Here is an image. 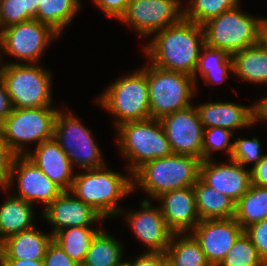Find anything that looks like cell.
I'll list each match as a JSON object with an SVG mask.
<instances>
[{
	"mask_svg": "<svg viewBox=\"0 0 267 266\" xmlns=\"http://www.w3.org/2000/svg\"><path fill=\"white\" fill-rule=\"evenodd\" d=\"M152 36L153 39L143 47L150 64L193 76L201 48L205 45L201 25L183 18Z\"/></svg>",
	"mask_w": 267,
	"mask_h": 266,
	"instance_id": "obj_1",
	"label": "cell"
},
{
	"mask_svg": "<svg viewBox=\"0 0 267 266\" xmlns=\"http://www.w3.org/2000/svg\"><path fill=\"white\" fill-rule=\"evenodd\" d=\"M200 163L196 157L175 153L147 161L132 173V192L138 185L155 201L165 192L193 187L199 179Z\"/></svg>",
	"mask_w": 267,
	"mask_h": 266,
	"instance_id": "obj_2",
	"label": "cell"
},
{
	"mask_svg": "<svg viewBox=\"0 0 267 266\" xmlns=\"http://www.w3.org/2000/svg\"><path fill=\"white\" fill-rule=\"evenodd\" d=\"M74 174L70 192L104 219L120 214L119 200L132 192V175L123 176L107 166Z\"/></svg>",
	"mask_w": 267,
	"mask_h": 266,
	"instance_id": "obj_3",
	"label": "cell"
},
{
	"mask_svg": "<svg viewBox=\"0 0 267 266\" xmlns=\"http://www.w3.org/2000/svg\"><path fill=\"white\" fill-rule=\"evenodd\" d=\"M117 143L129 165L128 175L147 161L172 154L169 141L159 119L127 121L116 127Z\"/></svg>",
	"mask_w": 267,
	"mask_h": 266,
	"instance_id": "obj_4",
	"label": "cell"
},
{
	"mask_svg": "<svg viewBox=\"0 0 267 266\" xmlns=\"http://www.w3.org/2000/svg\"><path fill=\"white\" fill-rule=\"evenodd\" d=\"M109 85L96 101L116 118L115 127L127 121L151 118L146 65Z\"/></svg>",
	"mask_w": 267,
	"mask_h": 266,
	"instance_id": "obj_5",
	"label": "cell"
},
{
	"mask_svg": "<svg viewBox=\"0 0 267 266\" xmlns=\"http://www.w3.org/2000/svg\"><path fill=\"white\" fill-rule=\"evenodd\" d=\"M52 72L39 63L6 62L0 66L2 78L13 108H38L51 106Z\"/></svg>",
	"mask_w": 267,
	"mask_h": 266,
	"instance_id": "obj_6",
	"label": "cell"
},
{
	"mask_svg": "<svg viewBox=\"0 0 267 266\" xmlns=\"http://www.w3.org/2000/svg\"><path fill=\"white\" fill-rule=\"evenodd\" d=\"M146 66L151 118L162 117L192 105L196 93L193 76L164 70L150 63Z\"/></svg>",
	"mask_w": 267,
	"mask_h": 266,
	"instance_id": "obj_7",
	"label": "cell"
},
{
	"mask_svg": "<svg viewBox=\"0 0 267 266\" xmlns=\"http://www.w3.org/2000/svg\"><path fill=\"white\" fill-rule=\"evenodd\" d=\"M263 18L249 15L240 5L224 11L202 25L205 45L230 55L259 43Z\"/></svg>",
	"mask_w": 267,
	"mask_h": 266,
	"instance_id": "obj_8",
	"label": "cell"
},
{
	"mask_svg": "<svg viewBox=\"0 0 267 266\" xmlns=\"http://www.w3.org/2000/svg\"><path fill=\"white\" fill-rule=\"evenodd\" d=\"M58 108L44 106L38 108H13L12 112L0 124L4 139L18 154L26 155L27 144L37 143L54 137L55 120Z\"/></svg>",
	"mask_w": 267,
	"mask_h": 266,
	"instance_id": "obj_9",
	"label": "cell"
},
{
	"mask_svg": "<svg viewBox=\"0 0 267 266\" xmlns=\"http://www.w3.org/2000/svg\"><path fill=\"white\" fill-rule=\"evenodd\" d=\"M59 110L55 120L54 138L74 167L98 169L106 164L92 132L72 112Z\"/></svg>",
	"mask_w": 267,
	"mask_h": 266,
	"instance_id": "obj_10",
	"label": "cell"
},
{
	"mask_svg": "<svg viewBox=\"0 0 267 266\" xmlns=\"http://www.w3.org/2000/svg\"><path fill=\"white\" fill-rule=\"evenodd\" d=\"M58 37L49 25L36 19L7 26L0 30V62L2 54H7L25 64H37L47 46Z\"/></svg>",
	"mask_w": 267,
	"mask_h": 266,
	"instance_id": "obj_11",
	"label": "cell"
},
{
	"mask_svg": "<svg viewBox=\"0 0 267 266\" xmlns=\"http://www.w3.org/2000/svg\"><path fill=\"white\" fill-rule=\"evenodd\" d=\"M181 0H129L126 12L119 19L141 37L179 23L184 18Z\"/></svg>",
	"mask_w": 267,
	"mask_h": 266,
	"instance_id": "obj_12",
	"label": "cell"
},
{
	"mask_svg": "<svg viewBox=\"0 0 267 266\" xmlns=\"http://www.w3.org/2000/svg\"><path fill=\"white\" fill-rule=\"evenodd\" d=\"M172 153L190 155L202 161L204 127L194 105L160 119Z\"/></svg>",
	"mask_w": 267,
	"mask_h": 266,
	"instance_id": "obj_13",
	"label": "cell"
},
{
	"mask_svg": "<svg viewBox=\"0 0 267 266\" xmlns=\"http://www.w3.org/2000/svg\"><path fill=\"white\" fill-rule=\"evenodd\" d=\"M13 183L18 185V192L12 195L30 202L32 205L35 202H42L44 208L64 191L25 155L16 157L7 188L1 190L8 193Z\"/></svg>",
	"mask_w": 267,
	"mask_h": 266,
	"instance_id": "obj_14",
	"label": "cell"
},
{
	"mask_svg": "<svg viewBox=\"0 0 267 266\" xmlns=\"http://www.w3.org/2000/svg\"><path fill=\"white\" fill-rule=\"evenodd\" d=\"M151 201L143 199L139 211L122 209L119 215H126V222L137 239L145 244L146 252H166L174 233L168 228L160 207H152Z\"/></svg>",
	"mask_w": 267,
	"mask_h": 266,
	"instance_id": "obj_15",
	"label": "cell"
},
{
	"mask_svg": "<svg viewBox=\"0 0 267 266\" xmlns=\"http://www.w3.org/2000/svg\"><path fill=\"white\" fill-rule=\"evenodd\" d=\"M244 232L235 218L200 220L190 232L211 266H218Z\"/></svg>",
	"mask_w": 267,
	"mask_h": 266,
	"instance_id": "obj_16",
	"label": "cell"
},
{
	"mask_svg": "<svg viewBox=\"0 0 267 266\" xmlns=\"http://www.w3.org/2000/svg\"><path fill=\"white\" fill-rule=\"evenodd\" d=\"M228 161L222 164L213 159L201 161L199 178L236 203L250 188L251 173L249 168L231 159Z\"/></svg>",
	"mask_w": 267,
	"mask_h": 266,
	"instance_id": "obj_17",
	"label": "cell"
},
{
	"mask_svg": "<svg viewBox=\"0 0 267 266\" xmlns=\"http://www.w3.org/2000/svg\"><path fill=\"white\" fill-rule=\"evenodd\" d=\"M43 218L50 223L51 234L71 227H92L104 218L91 206L75 197L70 191H63L42 211Z\"/></svg>",
	"mask_w": 267,
	"mask_h": 266,
	"instance_id": "obj_18",
	"label": "cell"
},
{
	"mask_svg": "<svg viewBox=\"0 0 267 266\" xmlns=\"http://www.w3.org/2000/svg\"><path fill=\"white\" fill-rule=\"evenodd\" d=\"M155 200L168 228L173 233H189L200 222L193 187H186L161 194Z\"/></svg>",
	"mask_w": 267,
	"mask_h": 266,
	"instance_id": "obj_19",
	"label": "cell"
},
{
	"mask_svg": "<svg viewBox=\"0 0 267 266\" xmlns=\"http://www.w3.org/2000/svg\"><path fill=\"white\" fill-rule=\"evenodd\" d=\"M34 151L25 155L53 182L64 191H69L74 179V169L58 141L52 139L36 145Z\"/></svg>",
	"mask_w": 267,
	"mask_h": 266,
	"instance_id": "obj_20",
	"label": "cell"
},
{
	"mask_svg": "<svg viewBox=\"0 0 267 266\" xmlns=\"http://www.w3.org/2000/svg\"><path fill=\"white\" fill-rule=\"evenodd\" d=\"M205 128L220 127L231 131L254 126L255 105L244 106L233 102H206L195 106Z\"/></svg>",
	"mask_w": 267,
	"mask_h": 266,
	"instance_id": "obj_21",
	"label": "cell"
},
{
	"mask_svg": "<svg viewBox=\"0 0 267 266\" xmlns=\"http://www.w3.org/2000/svg\"><path fill=\"white\" fill-rule=\"evenodd\" d=\"M53 235L42 233L36 227L13 234L0 242V259L43 261Z\"/></svg>",
	"mask_w": 267,
	"mask_h": 266,
	"instance_id": "obj_22",
	"label": "cell"
},
{
	"mask_svg": "<svg viewBox=\"0 0 267 266\" xmlns=\"http://www.w3.org/2000/svg\"><path fill=\"white\" fill-rule=\"evenodd\" d=\"M33 208L30 202L12 194L4 200L0 206V242L35 227Z\"/></svg>",
	"mask_w": 267,
	"mask_h": 266,
	"instance_id": "obj_23",
	"label": "cell"
},
{
	"mask_svg": "<svg viewBox=\"0 0 267 266\" xmlns=\"http://www.w3.org/2000/svg\"><path fill=\"white\" fill-rule=\"evenodd\" d=\"M233 74L248 83L267 84V50L257 43L231 55Z\"/></svg>",
	"mask_w": 267,
	"mask_h": 266,
	"instance_id": "obj_24",
	"label": "cell"
},
{
	"mask_svg": "<svg viewBox=\"0 0 267 266\" xmlns=\"http://www.w3.org/2000/svg\"><path fill=\"white\" fill-rule=\"evenodd\" d=\"M196 207L201 220L228 219L235 216V202L209 187L200 178L195 182Z\"/></svg>",
	"mask_w": 267,
	"mask_h": 266,
	"instance_id": "obj_25",
	"label": "cell"
},
{
	"mask_svg": "<svg viewBox=\"0 0 267 266\" xmlns=\"http://www.w3.org/2000/svg\"><path fill=\"white\" fill-rule=\"evenodd\" d=\"M230 72H233L231 55L224 50L204 45L199 54L193 80L196 84L198 81L197 76L200 73L201 77L205 80V85H209V83L216 85L227 81Z\"/></svg>",
	"mask_w": 267,
	"mask_h": 266,
	"instance_id": "obj_26",
	"label": "cell"
},
{
	"mask_svg": "<svg viewBox=\"0 0 267 266\" xmlns=\"http://www.w3.org/2000/svg\"><path fill=\"white\" fill-rule=\"evenodd\" d=\"M117 238L101 229L93 238L81 266H125L122 244Z\"/></svg>",
	"mask_w": 267,
	"mask_h": 266,
	"instance_id": "obj_27",
	"label": "cell"
},
{
	"mask_svg": "<svg viewBox=\"0 0 267 266\" xmlns=\"http://www.w3.org/2000/svg\"><path fill=\"white\" fill-rule=\"evenodd\" d=\"M166 254L173 266H211L191 233H174Z\"/></svg>",
	"mask_w": 267,
	"mask_h": 266,
	"instance_id": "obj_28",
	"label": "cell"
},
{
	"mask_svg": "<svg viewBox=\"0 0 267 266\" xmlns=\"http://www.w3.org/2000/svg\"><path fill=\"white\" fill-rule=\"evenodd\" d=\"M81 0H38L36 17L40 23L49 25L59 35L81 8Z\"/></svg>",
	"mask_w": 267,
	"mask_h": 266,
	"instance_id": "obj_29",
	"label": "cell"
},
{
	"mask_svg": "<svg viewBox=\"0 0 267 266\" xmlns=\"http://www.w3.org/2000/svg\"><path fill=\"white\" fill-rule=\"evenodd\" d=\"M234 218L243 230L267 219V187L251 184L248 191L235 203Z\"/></svg>",
	"mask_w": 267,
	"mask_h": 266,
	"instance_id": "obj_30",
	"label": "cell"
},
{
	"mask_svg": "<svg viewBox=\"0 0 267 266\" xmlns=\"http://www.w3.org/2000/svg\"><path fill=\"white\" fill-rule=\"evenodd\" d=\"M101 229L91 227H71L58 231L53 235L64 252L80 266L84 262L94 236Z\"/></svg>",
	"mask_w": 267,
	"mask_h": 266,
	"instance_id": "obj_31",
	"label": "cell"
},
{
	"mask_svg": "<svg viewBox=\"0 0 267 266\" xmlns=\"http://www.w3.org/2000/svg\"><path fill=\"white\" fill-rule=\"evenodd\" d=\"M239 3L240 0H189L184 6V19L202 26Z\"/></svg>",
	"mask_w": 267,
	"mask_h": 266,
	"instance_id": "obj_32",
	"label": "cell"
},
{
	"mask_svg": "<svg viewBox=\"0 0 267 266\" xmlns=\"http://www.w3.org/2000/svg\"><path fill=\"white\" fill-rule=\"evenodd\" d=\"M218 266H267L250 237L243 232Z\"/></svg>",
	"mask_w": 267,
	"mask_h": 266,
	"instance_id": "obj_33",
	"label": "cell"
},
{
	"mask_svg": "<svg viewBox=\"0 0 267 266\" xmlns=\"http://www.w3.org/2000/svg\"><path fill=\"white\" fill-rule=\"evenodd\" d=\"M38 0H1L0 30L7 26L34 19Z\"/></svg>",
	"mask_w": 267,
	"mask_h": 266,
	"instance_id": "obj_34",
	"label": "cell"
},
{
	"mask_svg": "<svg viewBox=\"0 0 267 266\" xmlns=\"http://www.w3.org/2000/svg\"><path fill=\"white\" fill-rule=\"evenodd\" d=\"M233 136L234 132L225 128H205L203 132L202 161L212 159L213 152L220 150L226 152L230 159L234 149V142L231 141Z\"/></svg>",
	"mask_w": 267,
	"mask_h": 266,
	"instance_id": "obj_35",
	"label": "cell"
},
{
	"mask_svg": "<svg viewBox=\"0 0 267 266\" xmlns=\"http://www.w3.org/2000/svg\"><path fill=\"white\" fill-rule=\"evenodd\" d=\"M258 137H252V139L234 140V149L231 156V160L246 166L250 163L251 166L257 164L265 154H261V143Z\"/></svg>",
	"mask_w": 267,
	"mask_h": 266,
	"instance_id": "obj_36",
	"label": "cell"
},
{
	"mask_svg": "<svg viewBox=\"0 0 267 266\" xmlns=\"http://www.w3.org/2000/svg\"><path fill=\"white\" fill-rule=\"evenodd\" d=\"M18 154L4 139L0 128V188L6 189L9 183L13 164Z\"/></svg>",
	"mask_w": 267,
	"mask_h": 266,
	"instance_id": "obj_37",
	"label": "cell"
},
{
	"mask_svg": "<svg viewBox=\"0 0 267 266\" xmlns=\"http://www.w3.org/2000/svg\"><path fill=\"white\" fill-rule=\"evenodd\" d=\"M244 232L250 237L260 257L267 264V219L250 225Z\"/></svg>",
	"mask_w": 267,
	"mask_h": 266,
	"instance_id": "obj_38",
	"label": "cell"
},
{
	"mask_svg": "<svg viewBox=\"0 0 267 266\" xmlns=\"http://www.w3.org/2000/svg\"><path fill=\"white\" fill-rule=\"evenodd\" d=\"M44 266H80L72 260L53 239L49 243L43 260Z\"/></svg>",
	"mask_w": 267,
	"mask_h": 266,
	"instance_id": "obj_39",
	"label": "cell"
},
{
	"mask_svg": "<svg viewBox=\"0 0 267 266\" xmlns=\"http://www.w3.org/2000/svg\"><path fill=\"white\" fill-rule=\"evenodd\" d=\"M168 262L166 252H142L138 258L125 261V266H164Z\"/></svg>",
	"mask_w": 267,
	"mask_h": 266,
	"instance_id": "obj_40",
	"label": "cell"
},
{
	"mask_svg": "<svg viewBox=\"0 0 267 266\" xmlns=\"http://www.w3.org/2000/svg\"><path fill=\"white\" fill-rule=\"evenodd\" d=\"M107 16L119 20L126 12L129 0H93Z\"/></svg>",
	"mask_w": 267,
	"mask_h": 266,
	"instance_id": "obj_41",
	"label": "cell"
},
{
	"mask_svg": "<svg viewBox=\"0 0 267 266\" xmlns=\"http://www.w3.org/2000/svg\"><path fill=\"white\" fill-rule=\"evenodd\" d=\"M250 173L253 185L267 187V154L250 168Z\"/></svg>",
	"mask_w": 267,
	"mask_h": 266,
	"instance_id": "obj_42",
	"label": "cell"
},
{
	"mask_svg": "<svg viewBox=\"0 0 267 266\" xmlns=\"http://www.w3.org/2000/svg\"><path fill=\"white\" fill-rule=\"evenodd\" d=\"M12 110L13 107L7 92V88L0 77V124L7 118Z\"/></svg>",
	"mask_w": 267,
	"mask_h": 266,
	"instance_id": "obj_43",
	"label": "cell"
},
{
	"mask_svg": "<svg viewBox=\"0 0 267 266\" xmlns=\"http://www.w3.org/2000/svg\"><path fill=\"white\" fill-rule=\"evenodd\" d=\"M2 266H44L43 261L26 259H0Z\"/></svg>",
	"mask_w": 267,
	"mask_h": 266,
	"instance_id": "obj_44",
	"label": "cell"
},
{
	"mask_svg": "<svg viewBox=\"0 0 267 266\" xmlns=\"http://www.w3.org/2000/svg\"><path fill=\"white\" fill-rule=\"evenodd\" d=\"M255 123L267 122V96L258 100L255 104Z\"/></svg>",
	"mask_w": 267,
	"mask_h": 266,
	"instance_id": "obj_45",
	"label": "cell"
},
{
	"mask_svg": "<svg viewBox=\"0 0 267 266\" xmlns=\"http://www.w3.org/2000/svg\"><path fill=\"white\" fill-rule=\"evenodd\" d=\"M259 43L267 50V18L265 17L260 25Z\"/></svg>",
	"mask_w": 267,
	"mask_h": 266,
	"instance_id": "obj_46",
	"label": "cell"
},
{
	"mask_svg": "<svg viewBox=\"0 0 267 266\" xmlns=\"http://www.w3.org/2000/svg\"><path fill=\"white\" fill-rule=\"evenodd\" d=\"M164 266H173L171 263L167 262Z\"/></svg>",
	"mask_w": 267,
	"mask_h": 266,
	"instance_id": "obj_47",
	"label": "cell"
}]
</instances>
